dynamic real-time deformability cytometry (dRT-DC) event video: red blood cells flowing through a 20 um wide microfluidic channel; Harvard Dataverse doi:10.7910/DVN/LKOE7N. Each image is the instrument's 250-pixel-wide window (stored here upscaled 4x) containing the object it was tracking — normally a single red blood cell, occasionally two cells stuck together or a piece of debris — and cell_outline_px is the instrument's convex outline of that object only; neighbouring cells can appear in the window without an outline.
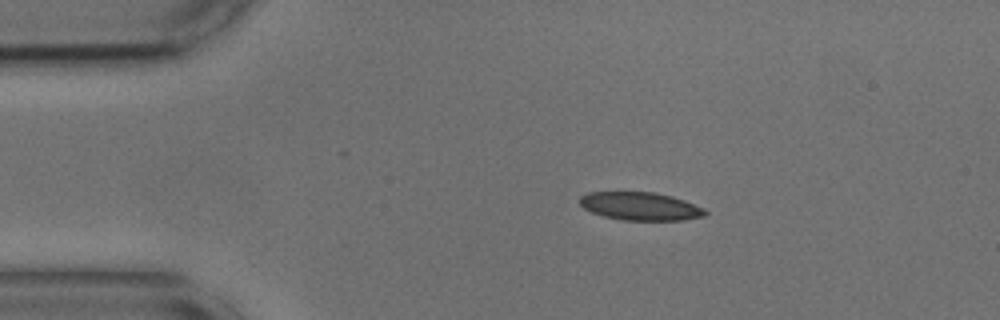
{"species": "common noctule bat (a hibernating species)", "species_latin": "Nyctalus noctula", "temperature_condition": "cold", "stored_images_in_passage": 45, "camera_frame_rate_fps": 3000, "um_per_image_px": 0.085, "animal": {"sex": "male", "body_mass_g": 17.9, "forearm_length_mm": 54.2}, "frame": {"image": 1, "passage_image": 1, "time_ms": 0.0, "image_size_px": [1000, 320], "cell_outline_px": [[708, 216], [684, 220], [624, 220], [604, 216], [592, 212], [584, 208], [580, 204], [580, 196], [588, 192], [656, 192], [672, 196], [684, 200], [704, 208], [708, 212]], "centroid_in_image_um": [54.47, 17.53], "position_along_channel_um": 30.5, "area_um2": 20.63}}
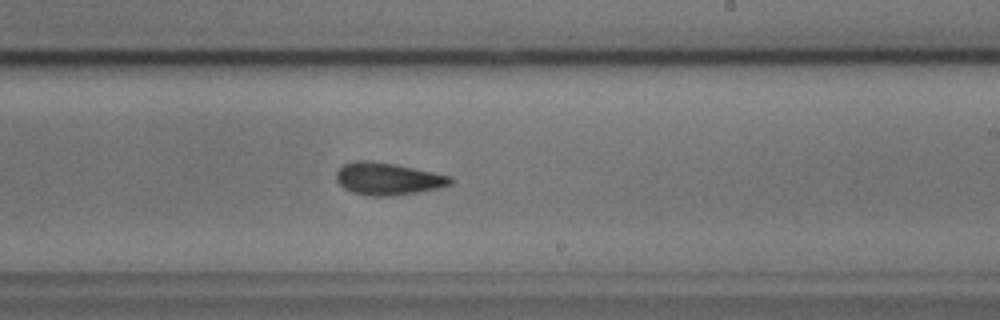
{"frame": {"image": 2, "passage_image": 23, "time_ms": 7.333, "image_size_px": [1000, 320], "cell_outline_px": [[452, 184], [440, 188], [392, 196], [368, 196], [352, 192], [344, 188], [336, 180], [336, 172], [344, 164], [356, 160], [368, 160], [396, 164], [452, 176]], "centroid_in_image_um": [32.97, 15.19], "position_along_channel_um": 256.0, "area_um2": 21.56}}
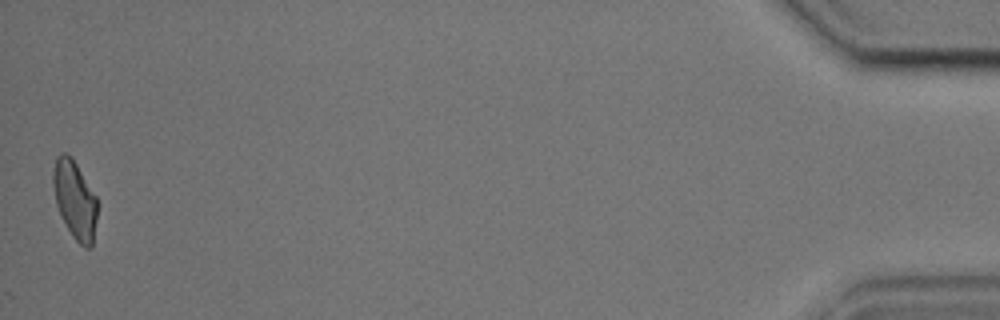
{"frame": {"image": 3, "passage_image": 45, "time_ms": 14.667, "image_size_px": [1000, 320], "cell_outline_px": [[96, 220], [92, 248], [84, 248], [72, 236], [56, 204], [52, 180], [52, 172], [56, 156], [60, 152], [64, 152], [72, 156], [96, 196]], "centroid_in_image_um": [6.35, 16.94], "position_along_channel_um": 428.9, "area_um2": 20.06}, "authors_computed_cell_mechanics": {"area_um2": 21.2126, "velocity_mm_per_s": 3.6484, "shape_relaxation_time_tau1_ms": 3.342, "shape_relaxation_time_tau2_ms": 3.3901, "deformation_change_tau1": 0.1106, "deformation_change_tau2": 0.1021}}